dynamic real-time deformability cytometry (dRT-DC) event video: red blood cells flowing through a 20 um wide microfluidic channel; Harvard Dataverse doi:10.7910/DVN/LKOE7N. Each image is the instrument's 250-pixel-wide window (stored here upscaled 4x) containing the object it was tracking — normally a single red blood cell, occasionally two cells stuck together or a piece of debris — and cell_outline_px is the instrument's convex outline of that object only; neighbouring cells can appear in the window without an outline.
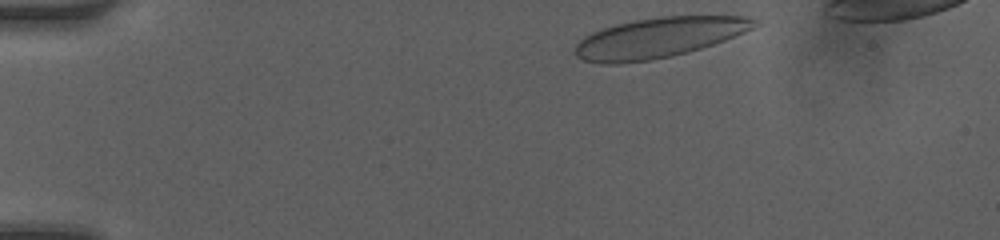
{"species": "human", "species_latin": "Homo sapiens", "temperature_condition": "room temperature", "stored_images_in_passage": 34, "camera_frame_rate_fps": 3000, "um_per_image_px": 0.085, "donor": {"sex": "female"}, "frame": {"image": 1, "passage_image": 1, "time_ms": 0.0, "image_size_px": [1000, 240], "cell_outline_px": [[760, 24], [744, 32], [724, 40], [688, 52], [672, 56], [648, 60], [616, 64], [600, 64], [584, 60], [576, 56], [572, 52], [576, 44], [584, 36], [592, 32], [616, 24], [636, 20], [660, 16], [748, 16], [756, 20]], "centroid_in_image_um": [55.96, 3.2], "position_along_channel_um": 29.0, "area_um2": 41.85}}
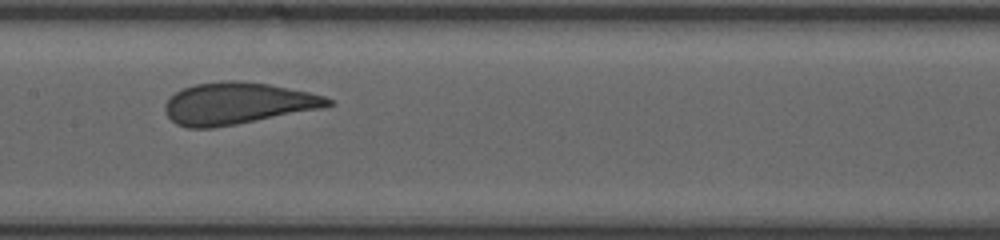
{"frame": {"image": 2, "passage_image": 18, "time_ms": 5.667, "image_size_px": [1000, 240], "cell_outline_px": [[336, 104], [324, 108], [236, 124], [212, 128], [188, 128], [176, 124], [164, 112], [164, 104], [176, 92], [184, 88], [196, 84], [224, 80], [240, 80], [268, 84], [308, 92], [324, 96], [332, 100]], "centroid_in_image_um": [20.2, 8.79], "position_along_channel_um": 187.2, "area_um2": 39.65}}
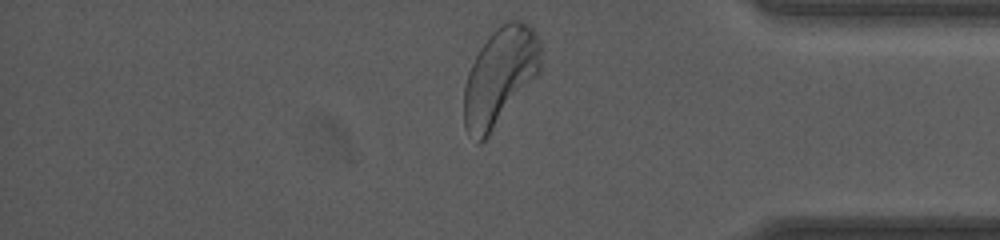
{"frame": {"image": 3, "passage_image": 34, "time_ms": 11.0, "image_size_px": [1000, 240], "cell_outline_px": [[540, 68], [488, 136], [480, 144], [476, 144], [464, 128], [464, 88], [468, 72], [480, 48], [488, 36], [500, 24], [508, 20], [520, 20], [528, 24], [536, 32], [540, 44]], "centroid_in_image_um": [42.44, 6.48], "position_along_channel_um": 392.8, "area_um2": 42.83}, "authors_computed_cell_mechanics": {"area_um2": 40.1132, "velocity_mm_per_s": 4.1886, "shape_relaxation_time_tau1_ms": 3.449, "shape_relaxation_time_tau2_ms": null, "deformation_change_tau1": 0.1427, "deformation_change_tau2": null}}